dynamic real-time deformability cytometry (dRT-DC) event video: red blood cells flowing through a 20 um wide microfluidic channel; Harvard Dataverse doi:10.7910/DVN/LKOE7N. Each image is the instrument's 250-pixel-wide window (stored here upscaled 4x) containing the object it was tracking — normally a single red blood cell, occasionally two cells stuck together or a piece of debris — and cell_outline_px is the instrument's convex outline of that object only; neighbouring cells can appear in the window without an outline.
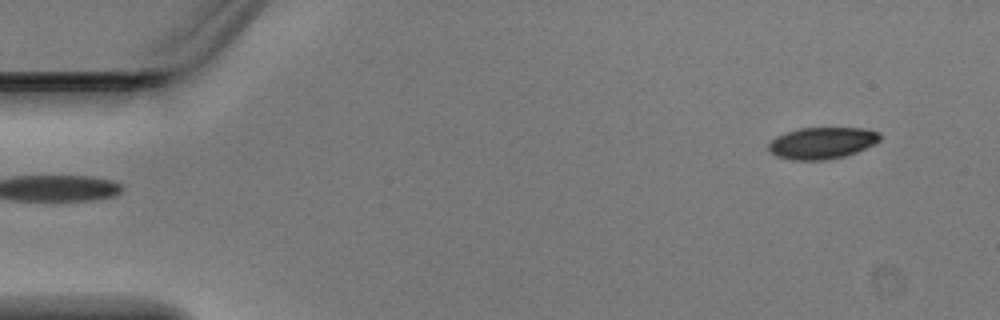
{"species": "Egyptian fruit bat (a non-hibernating species)", "species_latin": "Rousettus aegyptiacus", "temperature_condition": "warm", "stored_images_in_passage": 2, "camera_frame_rate_fps": 3000, "um_per_image_px": 0.085, "animal": {"sex": "male"}, "frame": {"image": 1, "passage_image": 2, "time_ms": 0.333, "image_size_px": [1000, 320], "cell_outline_px": [[880, 140], [876, 144], [856, 152], [844, 156], [824, 160], [788, 160], [776, 156], [768, 148], [768, 144], [776, 136], [800, 128], [868, 128], [880, 132]], "centroid_in_image_um": [69.9, 12.15], "position_along_channel_um": 15.1, "area_um2": 20.63}}